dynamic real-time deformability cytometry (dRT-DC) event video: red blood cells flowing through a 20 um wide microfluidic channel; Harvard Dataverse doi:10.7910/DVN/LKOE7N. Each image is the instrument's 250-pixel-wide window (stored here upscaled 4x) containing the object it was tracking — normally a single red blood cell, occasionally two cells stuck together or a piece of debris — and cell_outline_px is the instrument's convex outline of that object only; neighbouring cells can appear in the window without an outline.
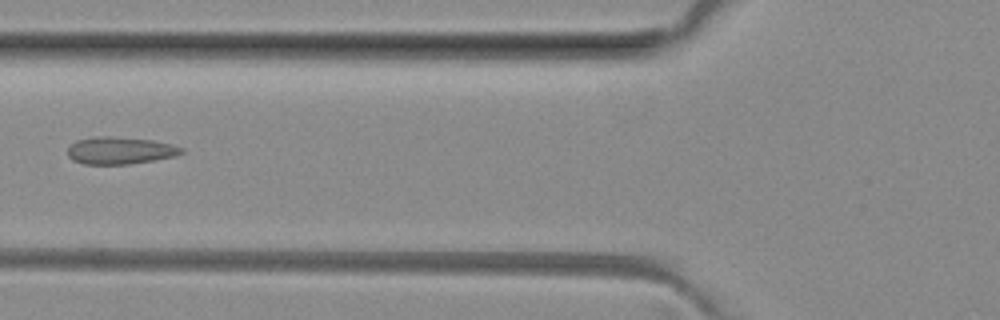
{"species": "common noctule bat (a hibernating species)", "species_latin": "Nyctalus noctula", "temperature_condition": "room temperature", "stored_images_in_passage": 4, "camera_frame_rate_fps": 3000, "um_per_image_px": 0.085, "animal": {"sex": "female", "body_mass_g": 29.2, "forearm_length_mm": 56.3}, "frame": {"image": 1, "passage_image": 4, "time_ms": 3.333, "image_size_px": [1000, 320], "cell_outline_px": [[184, 152], [176, 156], [128, 164], [84, 164], [72, 160], [68, 156], [68, 148], [76, 140], [96, 136], [108, 136], [152, 140], [184, 148]], "centroid_in_image_um": [10.18, 12.79], "position_along_channel_um": 115.6, "area_um2": 17.92}}